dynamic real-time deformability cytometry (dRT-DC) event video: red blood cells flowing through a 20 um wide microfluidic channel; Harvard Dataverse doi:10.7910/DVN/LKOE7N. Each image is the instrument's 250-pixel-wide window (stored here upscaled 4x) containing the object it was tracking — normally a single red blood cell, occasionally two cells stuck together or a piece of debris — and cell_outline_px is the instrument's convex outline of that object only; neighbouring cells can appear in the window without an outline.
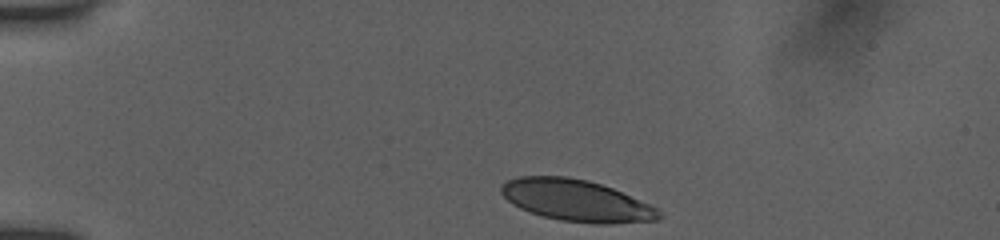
{"species": "human", "species_latin": "Homo sapiens", "temperature_condition": "room temperature", "stored_images_in_passage": 36, "camera_frame_rate_fps": 3000, "um_per_image_px": 0.085, "donor": {"sex": "female"}, "frame": {"image": 1, "passage_image": 1, "time_ms": 0.0, "image_size_px": [1000, 240], "cell_outline_px": [[664, 216], [660, 220], [612, 224], [592, 224], [560, 220], [528, 212], [512, 204], [500, 192], [500, 188], [508, 180], [520, 176], [568, 176], [588, 180], [612, 188], [648, 204], [656, 208]], "centroid_in_image_um": [49.0, 17.06], "position_along_channel_um": 36.0, "area_um2": 38.26}}
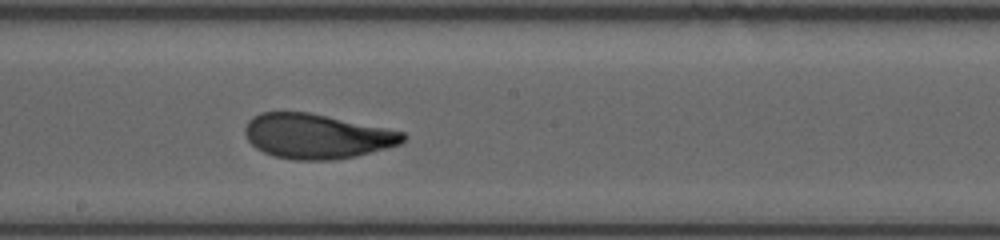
{"frame": {"image": 2, "passage_image": 20, "time_ms": 6.333, "image_size_px": [1000, 240], "cell_outline_px": [[408, 136], [400, 144], [356, 156], [332, 160], [296, 160], [272, 156], [256, 148], [244, 136], [244, 128], [248, 120], [252, 116], [260, 112], [308, 112], [404, 132]], "centroid_in_image_um": [26.88, 11.58], "position_along_channel_um": 221.3, "area_um2": 41.15}}
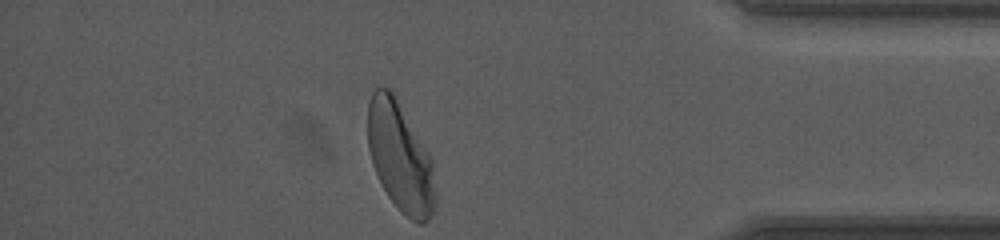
{"frame": {"image": 3, "passage_image": 36, "time_ms": 11.667, "image_size_px": [1000, 240], "cell_outline_px": [[436, 204], [428, 220], [420, 224], [416, 224], [404, 216], [400, 212], [388, 196], [372, 164], [368, 148], [368, 104], [372, 92], [376, 88], [388, 88], [392, 92], [428, 152], [432, 160], [436, 200]], "centroid_in_image_um": [34.02, 13.41], "position_along_channel_um": 401.2, "area_um2": 42.71}, "authors_computed_cell_mechanics": {"area_um2": 41.327, "velocity_mm_per_s": 3.8887, "shape_relaxation_time_tau1_ms": 3.0894, "shape_relaxation_time_tau2_ms": 0.8236, "deformation_change_tau1": 0.1664, "deformation_change_tau2": 0.0603}}